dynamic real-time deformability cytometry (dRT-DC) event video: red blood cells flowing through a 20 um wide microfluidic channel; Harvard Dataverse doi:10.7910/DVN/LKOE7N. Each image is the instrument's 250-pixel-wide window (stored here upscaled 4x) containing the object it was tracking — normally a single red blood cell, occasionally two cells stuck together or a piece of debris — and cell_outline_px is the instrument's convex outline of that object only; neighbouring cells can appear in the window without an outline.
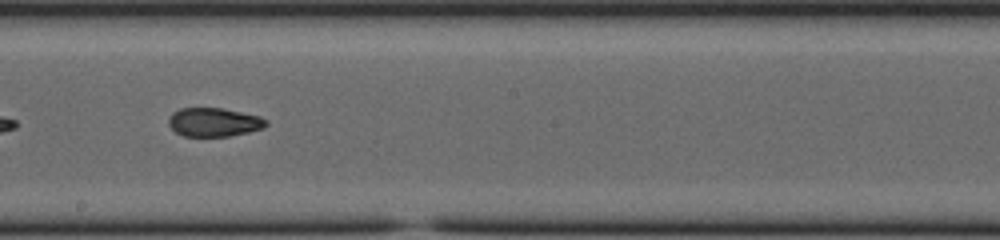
{"species": "common noctule bat (a hibernating species)", "species_latin": "Nyctalus noctula", "temperature_condition": "cold", "stored_images_in_passage": 41, "camera_frame_rate_fps": 3000, "um_per_image_px": 0.085, "animal": {"sex": "female", "body_mass_g": 23.0, "forearm_length_mm": 53.4}, "frame": {"image": 1, "passage_image": 18, "time_ms": 5.667, "image_size_px": [1000, 240], "cell_outline_px": [[268, 124], [264, 128], [248, 132], [228, 136], [184, 136], [176, 132], [168, 124], [168, 116], [172, 112], [180, 108], [220, 108], [260, 116], [268, 120]], "centroid_in_image_um": [18.18, 10.38], "position_along_channel_um": 230.0, "area_um2": 16.36}}
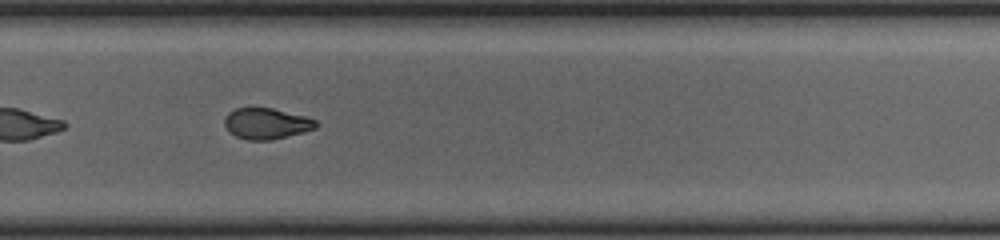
{"frame": {"image": 2, "passage_image": 24, "time_ms": 7.667, "image_size_px": [1000, 240], "cell_outline_px": [[320, 124], [316, 128], [304, 132], [272, 140], [248, 140], [236, 136], [224, 124], [224, 116], [228, 112], [236, 108], [272, 108], [304, 116], [316, 120]], "centroid_in_image_um": [22.67, 10.5], "position_along_channel_um": 307.1, "area_um2": 16.47}, "authors_computed_cell_mechanics": {"area_um2": 17.2244, "velocity_mm_per_s": 3.8675, "shape_relaxation_time_tau1_ms": null, "shape_relaxation_time_tau2_ms": 2.2103, "deformation_change_tau1": null, "deformation_change_tau2": 0.0795}}